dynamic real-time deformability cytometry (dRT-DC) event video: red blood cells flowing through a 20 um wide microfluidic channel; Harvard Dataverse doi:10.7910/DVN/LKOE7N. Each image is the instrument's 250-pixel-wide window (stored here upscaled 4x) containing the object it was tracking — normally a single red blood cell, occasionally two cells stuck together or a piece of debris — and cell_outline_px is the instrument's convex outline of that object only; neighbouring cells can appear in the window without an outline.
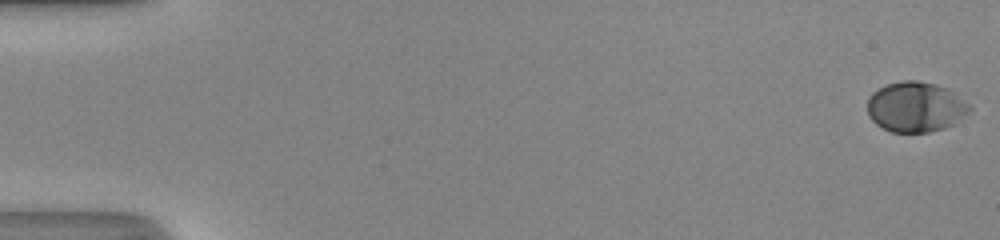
{"species": "human", "species_latin": "Homo sapiens", "temperature_condition": "room temperature", "stored_images_in_passage": 39, "camera_frame_rate_fps": 3000, "um_per_image_px": 0.085, "donor": {"sex": "male"}, "frame": {"image": 1, "passage_image": 1, "time_ms": 0.0, "image_size_px": [1000, 240], "cell_outline_px": [[972, 108], [956, 124], [944, 128], [928, 132], [892, 132], [876, 124], [868, 116], [868, 100], [872, 92], [888, 84], [900, 80], [916, 80], [936, 84], [948, 88], [968, 104]], "centroid_in_image_um": [77.83, 9.09], "position_along_channel_um": 7.2, "area_um2": 29.88}}
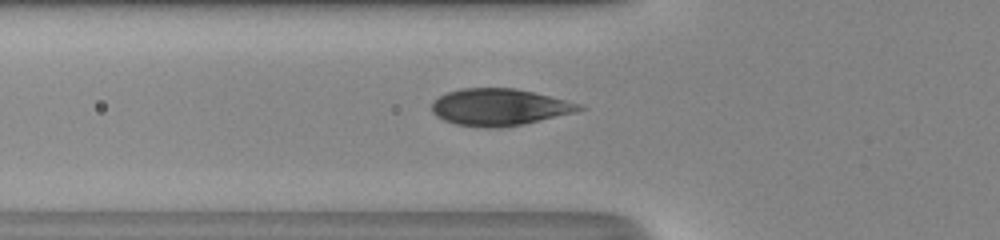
{"frame": {"image": 2, "passage_image": 20, "time_ms": 6.333, "image_size_px": [1000, 240], "cell_outline_px": [[588, 108], [576, 112], [524, 124], [500, 128], [484, 128], [456, 124], [444, 120], [436, 116], [432, 112], [432, 100], [448, 92], [464, 88], [516, 88], [584, 104]], "centroid_in_image_um": [42.48, 9.11], "position_along_channel_um": 83.3, "area_um2": 31.91}}
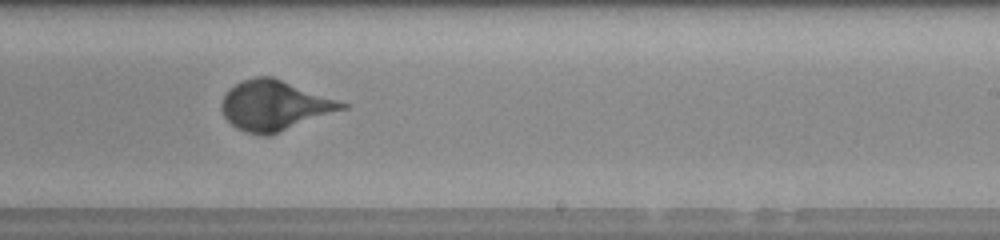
{"frame": {"image": 3, "passage_image": 33, "time_ms": 10.667, "image_size_px": [1000, 240], "cell_outline_px": [[348, 108], [268, 136], [260, 136], [244, 132], [236, 128], [224, 116], [220, 108], [220, 104], [228, 88], [244, 80], [256, 76], [272, 76], [348, 104]], "centroid_in_image_um": [23.3, 8.98], "position_along_channel_um": 265.7, "area_um2": 34.97}}